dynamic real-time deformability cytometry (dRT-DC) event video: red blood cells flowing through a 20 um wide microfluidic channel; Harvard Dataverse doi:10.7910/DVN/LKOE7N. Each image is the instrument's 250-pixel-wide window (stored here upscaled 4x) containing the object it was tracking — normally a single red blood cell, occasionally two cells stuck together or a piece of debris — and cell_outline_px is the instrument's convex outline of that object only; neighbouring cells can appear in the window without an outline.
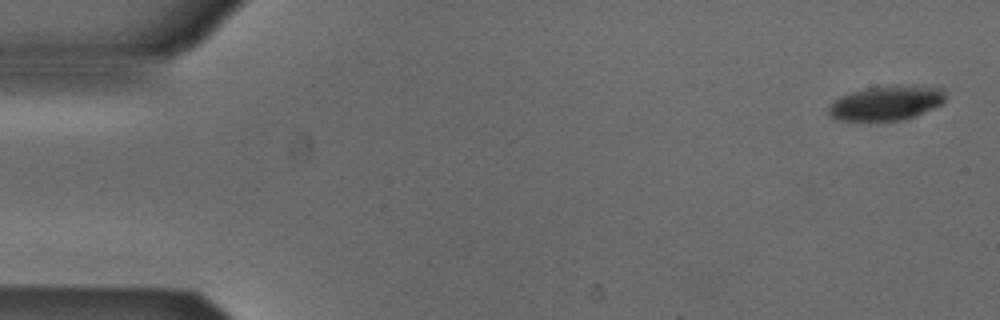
{"species": "Egyptian fruit bat (a non-hibernating species)", "species_latin": "Rousettus aegyptiacus", "temperature_condition": "cold", "stored_images_in_passage": 5, "camera_frame_rate_fps": 3000, "um_per_image_px": 0.085, "animal": {"sex": "male"}, "frame": {"image": 1, "passage_image": 1, "time_ms": 0.0, "image_size_px": [1000, 320], "cell_outline_px": [[944, 104], [916, 116], [904, 120], [836, 120], [828, 116], [828, 104], [832, 100], [840, 96], [852, 92], [868, 88], [892, 84], [896, 84], [944, 88]], "centroid_in_image_um": [75.33, 8.75], "position_along_channel_um": 9.7, "area_um2": 23.93}}